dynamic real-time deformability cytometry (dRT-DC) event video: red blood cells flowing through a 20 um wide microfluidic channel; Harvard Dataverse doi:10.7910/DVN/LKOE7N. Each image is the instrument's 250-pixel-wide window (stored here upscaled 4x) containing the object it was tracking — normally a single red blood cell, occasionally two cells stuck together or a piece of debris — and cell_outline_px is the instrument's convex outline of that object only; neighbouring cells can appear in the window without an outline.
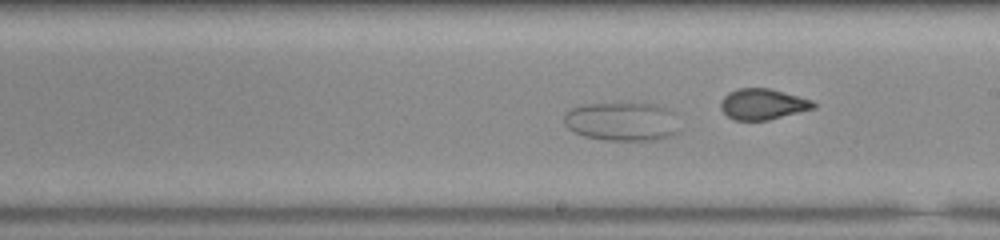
{"species": "common noctule bat (a hibernating species)", "species_latin": "Nyctalus noctula", "temperature_condition": "room temperature", "stored_images_in_passage": 52, "camera_frame_rate_fps": 3000, "um_per_image_px": 0.085, "animal": {"sex": "male", "body_mass_g": 20.0, "forearm_length_mm": 53.3}, "frame": {"image": 1, "passage_image": 27, "time_ms": 8.667, "image_size_px": [1000, 240], "cell_outline_px": [[676, 132], [668, 136], [656, 140], [604, 140], [584, 136], [568, 128], [564, 124], [564, 112], [572, 108], [584, 104], [652, 104], [664, 108], [672, 112]], "centroid_in_image_um": [52.77, 10.34], "position_along_channel_um": 236.2, "area_um2": 25.43}}